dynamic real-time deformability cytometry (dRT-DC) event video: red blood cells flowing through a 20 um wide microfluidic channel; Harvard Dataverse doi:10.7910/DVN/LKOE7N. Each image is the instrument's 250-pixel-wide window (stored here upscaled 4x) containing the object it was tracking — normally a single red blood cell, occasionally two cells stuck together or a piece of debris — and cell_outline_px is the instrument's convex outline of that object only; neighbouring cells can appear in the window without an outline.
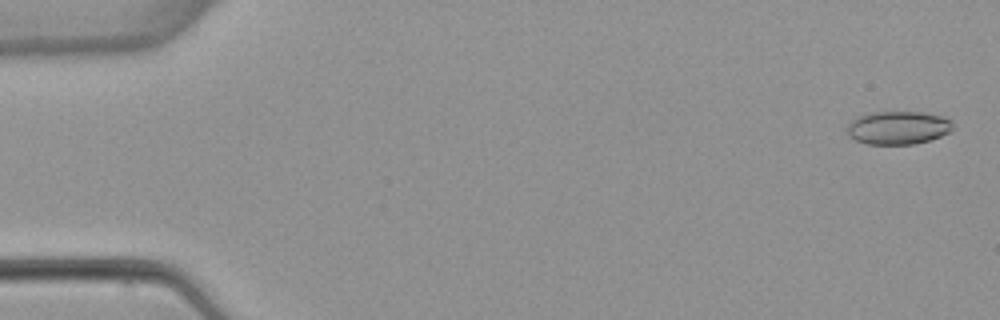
{"species": "common noctule bat (a hibernating species)", "species_latin": "Nyctalus noctula", "temperature_condition": "warm", "stored_images_in_passage": 6, "segment_of_instrument_passage": [2, 2], "camera_frame_rate_fps": 3000, "um_per_image_px": 0.085, "animal": {"sex": "female", "body_mass_g": 22.7, "forearm_length_mm": 54.2}, "frame": {"image": 1, "passage_image": 6, "time_ms": 6.333, "image_size_px": [1000, 320], "cell_outline_px": [[952, 132], [928, 140], [912, 144], [868, 144], [856, 140], [848, 136], [848, 124], [852, 120], [860, 116], [872, 112], [924, 112], [944, 116], [952, 120]], "centroid_in_image_um": [76.37, 10.85], "position_along_channel_um": 8.6, "area_um2": 20.46}}